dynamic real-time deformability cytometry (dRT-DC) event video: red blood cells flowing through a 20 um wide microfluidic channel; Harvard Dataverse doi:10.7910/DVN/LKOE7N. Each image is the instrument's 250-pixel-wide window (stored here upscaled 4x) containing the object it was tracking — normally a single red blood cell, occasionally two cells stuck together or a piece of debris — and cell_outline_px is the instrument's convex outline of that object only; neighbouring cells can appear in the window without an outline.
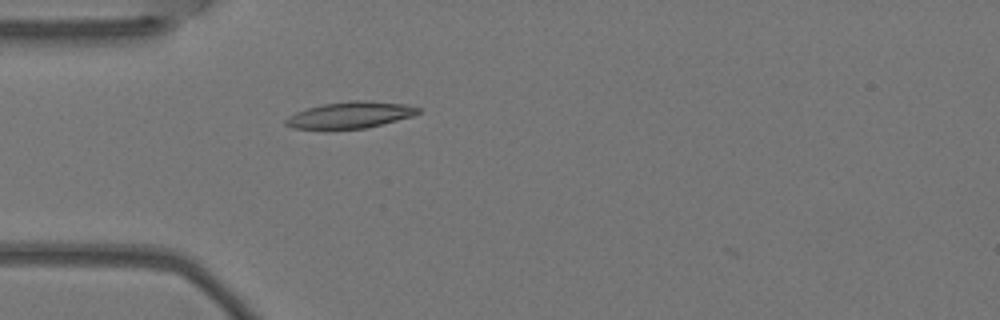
{"species": "Egyptian fruit bat (a non-hibernating species)", "species_latin": "Rousettus aegyptiacus", "temperature_condition": "warm", "stored_images_in_passage": 1, "camera_frame_rate_fps": 3000, "um_per_image_px": 0.085, "animal": {"sex": "female"}, "frame": {"image": 1, "passage_image": 1, "time_ms": 0.0, "image_size_px": [1000, 320], "cell_outline_px": [[420, 112], [412, 116], [368, 128], [292, 128], [284, 124], [284, 120], [288, 116], [296, 112], [308, 108], [324, 104], [348, 100], [364, 100], [404, 104], [420, 108]], "centroid_in_image_um": [29.77, 9.76], "position_along_channel_um": 55.2, "area_um2": 20.17}}